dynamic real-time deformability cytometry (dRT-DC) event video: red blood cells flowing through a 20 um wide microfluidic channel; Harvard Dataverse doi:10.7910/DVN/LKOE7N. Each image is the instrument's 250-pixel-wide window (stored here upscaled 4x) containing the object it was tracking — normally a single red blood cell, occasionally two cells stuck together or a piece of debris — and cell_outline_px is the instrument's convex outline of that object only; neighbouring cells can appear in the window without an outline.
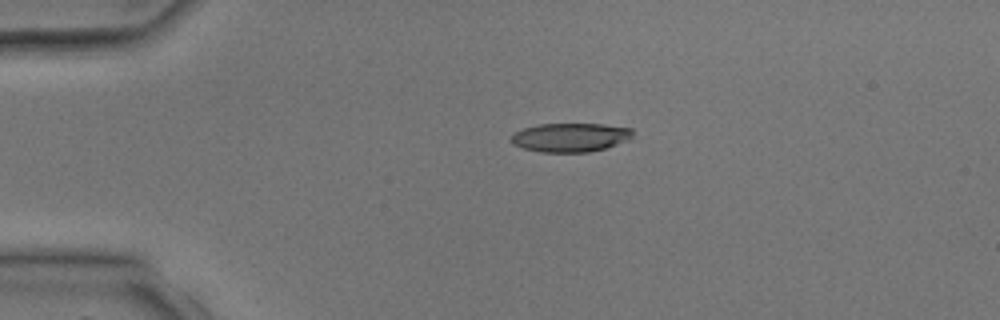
{"species": "common noctule bat (a hibernating species)", "species_latin": "Nyctalus noctula", "temperature_condition": "room temperature", "stored_images_in_passage": 4, "camera_frame_rate_fps": 3000, "um_per_image_px": 0.085, "animal": {"sex": "male", "body_mass_g": 17.9, "forearm_length_mm": 54.2}, "frame": {"image": 1, "passage_image": 3, "time_ms": 2.333, "image_size_px": [1000, 320], "cell_outline_px": [[632, 136], [628, 140], [604, 148], [588, 152], [540, 152], [524, 148], [512, 144], [512, 136], [516, 132], [524, 128], [540, 124], [604, 124], [632, 128]], "centroid_in_image_um": [48.49, 11.67], "position_along_channel_um": 36.5, "area_um2": 20.23}}